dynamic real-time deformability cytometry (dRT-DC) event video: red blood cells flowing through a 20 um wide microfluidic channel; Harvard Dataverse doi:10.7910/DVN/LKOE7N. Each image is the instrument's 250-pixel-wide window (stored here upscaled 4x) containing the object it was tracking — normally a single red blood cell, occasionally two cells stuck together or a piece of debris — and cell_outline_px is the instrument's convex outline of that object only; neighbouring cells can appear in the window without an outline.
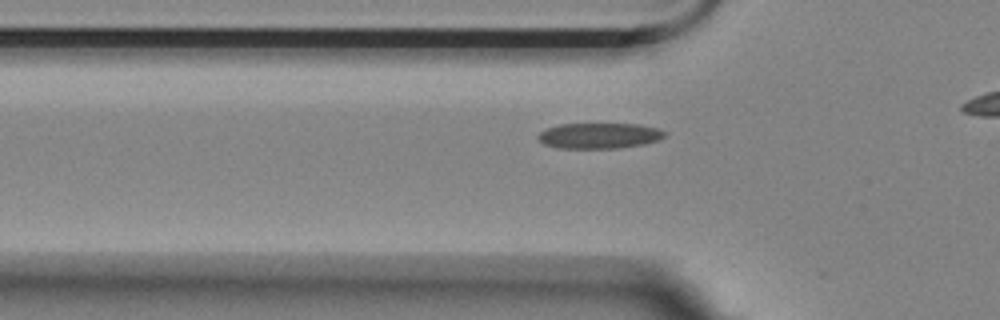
{"species": "Egyptian fruit bat (a non-hibernating species)", "species_latin": "Rousettus aegyptiacus", "temperature_condition": "room temperature", "stored_images_in_passage": 41, "camera_frame_rate_fps": 3000, "um_per_image_px": 0.085, "animal": {"sex": "female"}, "frame": {"image": 1, "passage_image": 13, "time_ms": 4.0, "image_size_px": [1000, 320], "cell_outline_px": [[668, 132], [664, 136], [656, 140], [644, 144], [616, 148], [560, 148], [544, 144], [536, 136], [540, 132], [548, 128], [560, 124], [640, 124], [656, 128]], "centroid_in_image_um": [50.93, 11.53], "position_along_channel_um": 74.9, "area_um2": 18.73}}
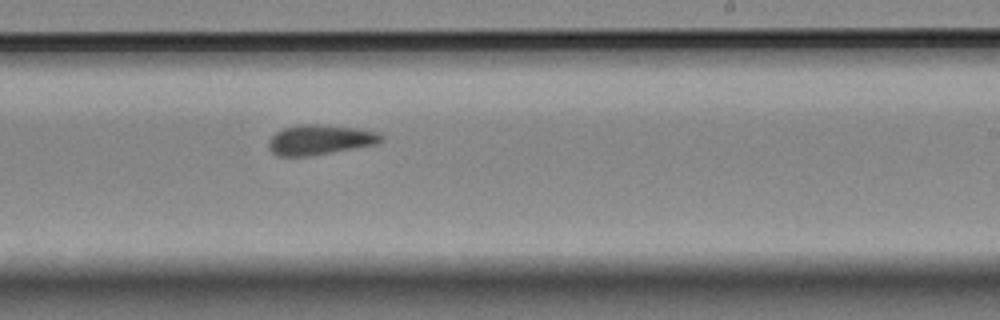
{"frame": {"image": 2, "passage_image": 29, "time_ms": 9.333, "image_size_px": [1000, 320], "cell_outline_px": [[384, 140], [376, 144], [308, 156], [276, 156], [268, 148], [268, 140], [276, 132], [284, 128], [300, 124], [320, 124], [356, 128], [376, 132], [384, 136]], "centroid_in_image_um": [27.16, 11.87], "position_along_channel_um": 261.8, "area_um2": 19.59}}
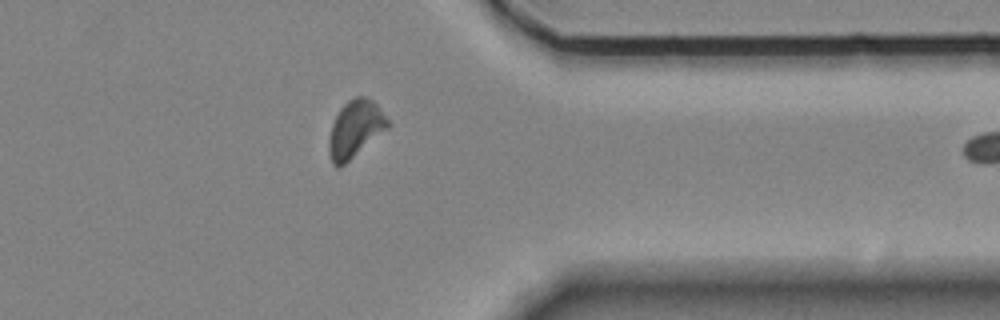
{"frame": {"image": 3, "passage_image": 40, "time_ms": 13.0, "image_size_px": [1000, 320], "cell_outline_px": [[392, 124], [388, 128], [340, 168], [336, 168], [332, 164], [328, 152], [328, 140], [332, 124], [340, 108], [348, 100], [356, 96], [364, 96], [372, 100], [376, 104]], "centroid_in_image_um": [30.18, 10.98], "position_along_channel_um": 381.2, "area_um2": 19.65}}